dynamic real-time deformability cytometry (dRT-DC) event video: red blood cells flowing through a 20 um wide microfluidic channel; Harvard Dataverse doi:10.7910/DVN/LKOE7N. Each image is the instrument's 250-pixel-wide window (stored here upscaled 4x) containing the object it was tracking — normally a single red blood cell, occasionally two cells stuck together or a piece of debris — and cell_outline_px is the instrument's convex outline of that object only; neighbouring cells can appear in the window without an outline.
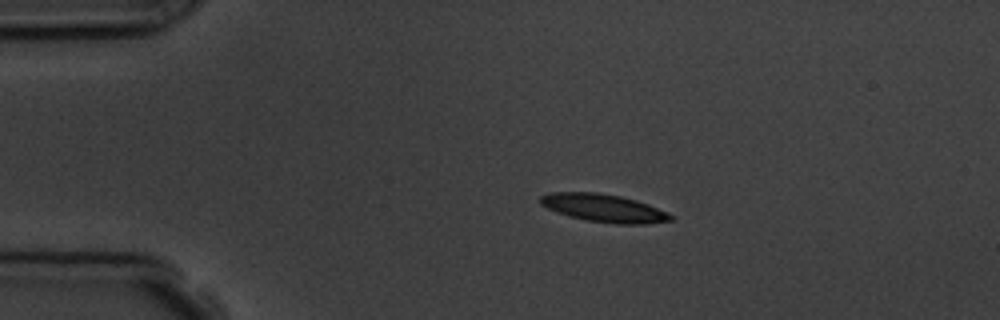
{"species": "common noctule bat (a hibernating species)", "species_latin": "Nyctalus noctula", "temperature_condition": "room temperature", "stored_images_in_passage": 5, "camera_frame_rate_fps": 3000, "um_per_image_px": 0.085, "animal": {"sex": "male", "body_mass_g": 19.5, "forearm_length_mm": 54.6}, "frame": {"image": 1, "passage_image": 3, "time_ms": 2.0, "image_size_px": [1000, 320], "cell_outline_px": [[676, 216], [672, 220], [648, 224], [616, 224], [588, 220], [568, 216], [556, 212], [540, 204], [540, 196], [552, 192], [600, 192], [620, 196], [636, 200], [648, 204], [668, 212]], "centroid_in_image_um": [51.36, 17.68], "position_along_channel_um": 33.6, "area_um2": 21.33}}
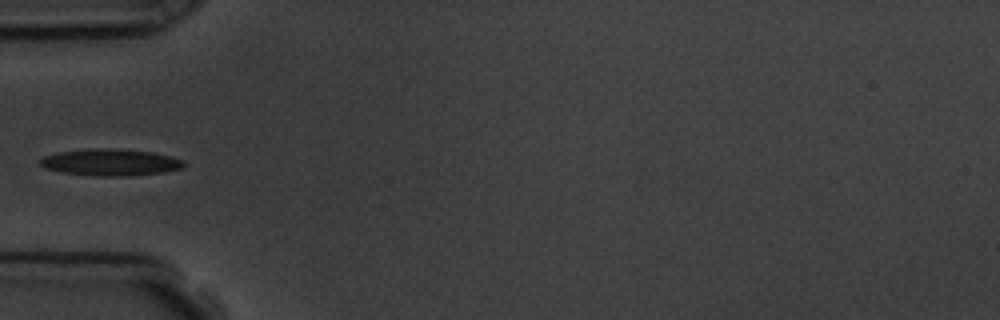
{"frame": {"image": 2, "passage_image": 5, "time_ms": 4.333, "image_size_px": [1000, 320], "cell_outline_px": [[184, 168], [164, 172], [128, 176], [92, 176], [64, 172], [44, 168], [40, 164], [40, 160], [44, 156], [56, 152], [92, 148], [108, 148], [152, 152], [172, 156], [184, 160]], "centroid_in_image_um": [9.4, 13.8], "position_along_channel_um": 75.6, "area_um2": 22.48}}